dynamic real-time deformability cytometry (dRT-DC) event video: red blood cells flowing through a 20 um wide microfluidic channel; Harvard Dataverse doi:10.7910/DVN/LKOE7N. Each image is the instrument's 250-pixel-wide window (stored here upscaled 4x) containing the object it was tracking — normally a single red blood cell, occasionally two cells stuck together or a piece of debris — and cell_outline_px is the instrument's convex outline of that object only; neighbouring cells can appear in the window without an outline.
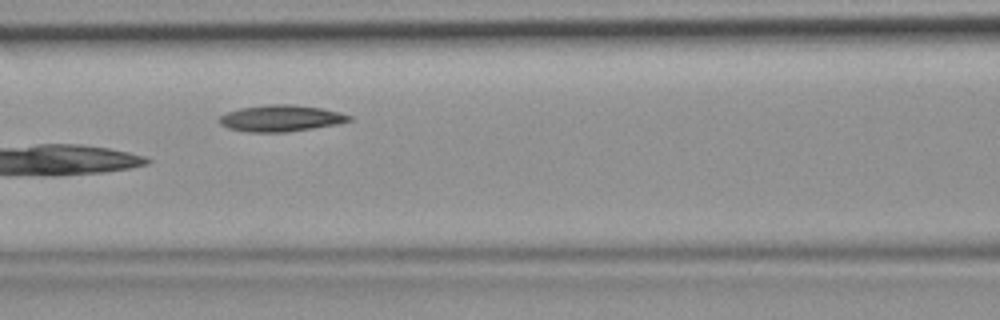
{"species": "common noctule bat (a hibernating species)", "species_latin": "Nyctalus noctula", "temperature_condition": "room temperature", "stored_images_in_passage": 6, "camera_frame_rate_fps": 3000, "um_per_image_px": 0.085, "animal": {"sex": "female", "body_mass_g": 19.9}, "frame": {"image": 1, "passage_image": 5, "time_ms": 1.333, "image_size_px": [1000, 320], "cell_outline_px": [[352, 120], [336, 124], [312, 128], [284, 132], [248, 132], [228, 128], [220, 124], [216, 120], [224, 112], [240, 108], [268, 104], [292, 104], [320, 108], [340, 112], [352, 116]], "centroid_in_image_um": [23.82, 10.05], "position_along_channel_um": 142.8, "area_um2": 20.06}}